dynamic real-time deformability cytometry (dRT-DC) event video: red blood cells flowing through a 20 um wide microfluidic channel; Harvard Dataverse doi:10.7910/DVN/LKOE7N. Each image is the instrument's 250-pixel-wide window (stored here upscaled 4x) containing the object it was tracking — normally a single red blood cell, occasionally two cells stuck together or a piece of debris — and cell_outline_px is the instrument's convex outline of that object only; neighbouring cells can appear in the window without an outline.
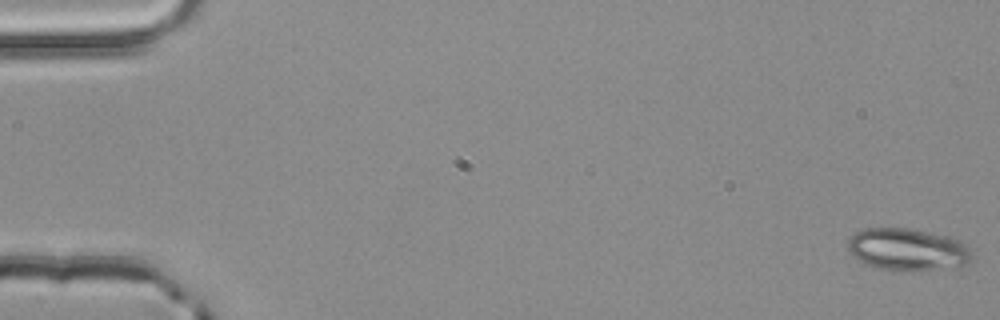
{"species": "common noctule bat (a hibernating species)", "species_latin": "Nyctalus noctula", "temperature_condition": "room temperature", "stored_images_in_passage": 53, "camera_frame_rate_fps": 3000, "um_per_image_px": 0.085, "animal": {"sex": "male", "body_mass_g": 20.4}, "frame": {"image": 1, "passage_image": 1, "time_ms": 0.0, "image_size_px": [1000, 320], "cell_outline_px": [[972, 260], [968, 264], [928, 268], [876, 268], [864, 264], [852, 256], [848, 248], [848, 240], [856, 232], [864, 228], [908, 228], [948, 236], [960, 240], [968, 244], [972, 252]], "centroid_in_image_um": [77.13, 21.15], "position_along_channel_um": 7.9, "area_um2": 29.77}}
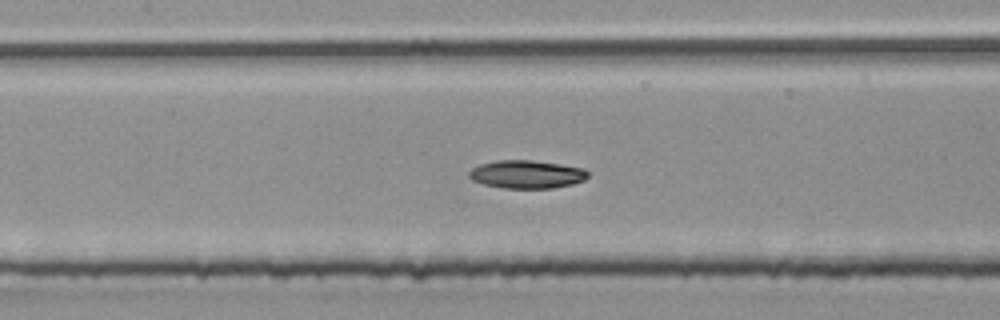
{"frame": {"image": 2, "passage_image": 25, "time_ms": 8.0, "image_size_px": [1000, 320], "cell_outline_px": [[588, 176], [584, 180], [572, 184], [552, 188], [504, 188], [484, 184], [472, 180], [468, 176], [468, 172], [472, 168], [480, 164], [496, 160], [532, 160], [560, 164], [584, 168], [588, 172]], "centroid_in_image_um": [44.76, 14.81], "position_along_channel_um": 162.6, "area_um2": 19.48}}
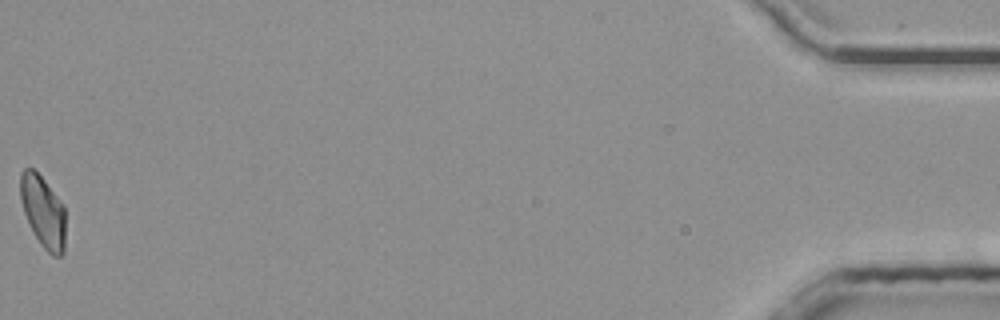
{"frame": {"image": 3, "passage_image": 53, "time_ms": 17.333, "image_size_px": [1000, 320], "cell_outline_px": [[64, 252], [60, 256], [52, 256], [40, 244], [28, 224], [20, 200], [20, 172], [24, 168], [32, 168], [44, 180], [56, 196], [64, 208]], "centroid_in_image_um": [3.63, 18.0], "position_along_channel_um": 431.6, "area_um2": 18.67}, "authors_computed_cell_mechanics": {"area_um2": 19.5942, "velocity_mm_per_s": 4.0223, "shape_relaxation_time_tau1_ms": 5.3522, "shape_relaxation_time_tau2_ms": null, "deformation_change_tau1": 0.1531, "deformation_change_tau2": null}}